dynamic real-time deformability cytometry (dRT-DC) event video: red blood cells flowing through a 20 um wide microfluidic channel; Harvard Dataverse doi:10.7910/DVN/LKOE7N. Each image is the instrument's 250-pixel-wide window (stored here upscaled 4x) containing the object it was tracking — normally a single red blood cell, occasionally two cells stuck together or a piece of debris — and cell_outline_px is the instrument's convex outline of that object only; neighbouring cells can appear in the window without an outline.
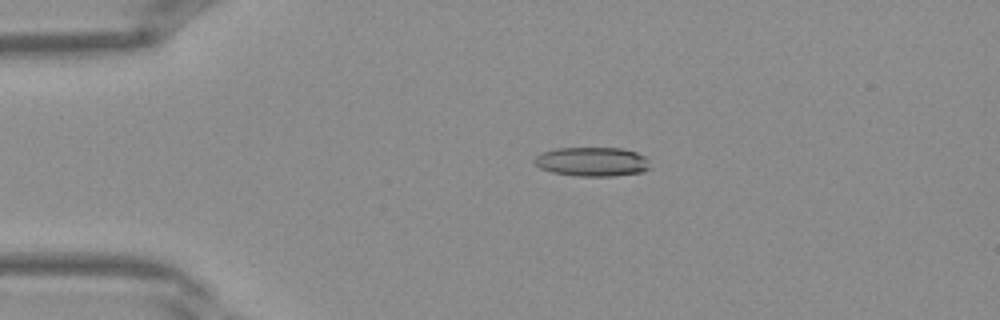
{"species": "Egyptian fruit bat (a non-hibernating species)", "species_latin": "Rousettus aegyptiacus", "temperature_condition": "warm", "stored_images_in_passage": 40, "camera_frame_rate_fps": 3000, "um_per_image_px": 0.085, "frame": {"image": 1, "passage_image": 9, "time_ms": 2.667, "image_size_px": [1000, 320], "cell_outline_px": [[648, 168], [644, 172], [612, 176], [576, 176], [552, 172], [540, 168], [532, 160], [540, 152], [556, 148], [624, 148], [636, 152], [644, 156]], "centroid_in_image_um": [50.28, 13.74], "position_along_channel_um": 34.7, "area_um2": 19.65}}
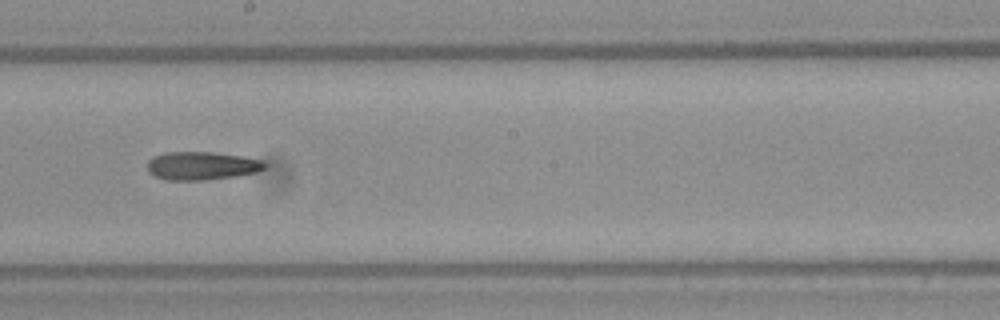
{"frame": {"image": 2, "passage_image": 23, "time_ms": 7.333, "image_size_px": [1000, 320], "cell_outline_px": [[268, 164], [264, 168], [256, 172], [236, 176], [208, 180], [164, 180], [148, 172], [148, 160], [152, 156], [168, 152], [212, 152], [240, 156], [264, 160]], "centroid_in_image_um": [17.15, 14.09], "position_along_channel_um": 231.1, "area_um2": 19.42}}
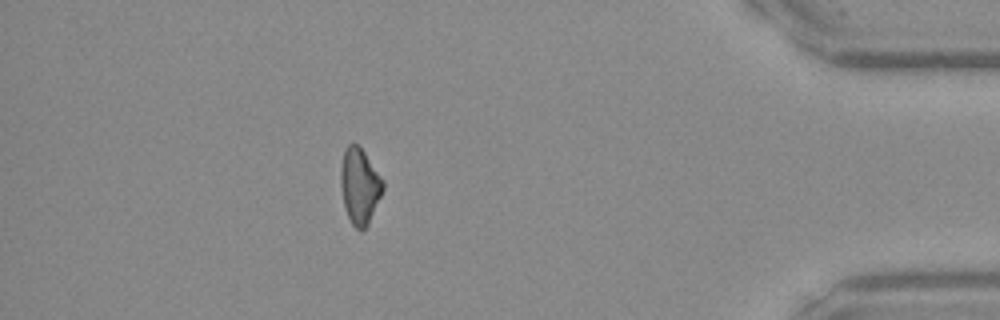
{"frame": {"image": 3, "passage_image": 36, "time_ms": 11.667, "image_size_px": [1000, 320], "cell_outline_px": [[384, 188], [368, 224], [360, 232], [352, 224], [344, 208], [340, 184], [340, 168], [344, 148], [348, 144], [356, 144], [364, 152], [384, 180]], "centroid_in_image_um": [30.55, 15.81], "position_along_channel_um": 404.6, "area_um2": 18.67}}